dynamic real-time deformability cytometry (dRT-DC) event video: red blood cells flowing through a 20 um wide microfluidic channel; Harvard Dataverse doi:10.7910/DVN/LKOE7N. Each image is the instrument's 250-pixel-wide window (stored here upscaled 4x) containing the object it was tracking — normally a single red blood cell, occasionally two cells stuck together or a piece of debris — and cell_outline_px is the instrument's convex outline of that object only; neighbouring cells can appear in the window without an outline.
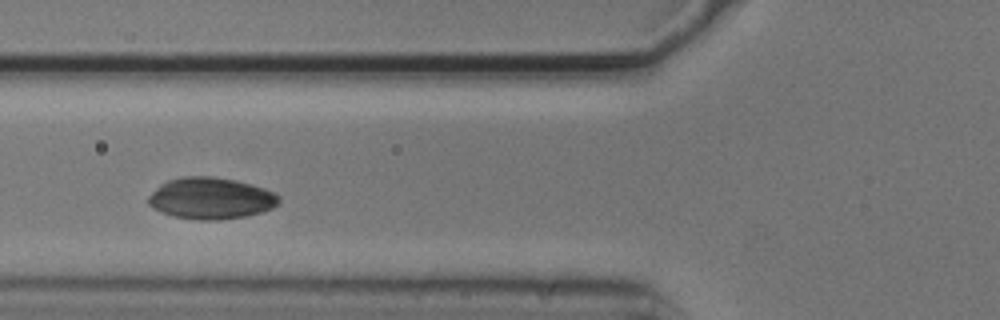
{"species": "common noctule bat (a hibernating species)", "species_latin": "Nyctalus noctula", "temperature_condition": "cold", "stored_images_in_passage": 3, "camera_frame_rate_fps": 3000, "um_per_image_px": 0.085, "animal": {"sex": "male", "body_mass_g": 20.5, "forearm_length_mm": 52.5}, "frame": {"image": 1, "passage_image": 2, "time_ms": 0.333, "image_size_px": [1000, 320], "cell_outline_px": [[280, 200], [272, 208], [264, 212], [248, 216], [220, 220], [196, 220], [172, 216], [152, 208], [148, 204], [148, 196], [160, 184], [168, 180], [184, 176], [212, 176], [236, 180], [252, 184], [276, 192], [280, 196]], "centroid_in_image_um": [17.94, 16.86], "position_along_channel_um": 107.9, "area_um2": 32.02}}
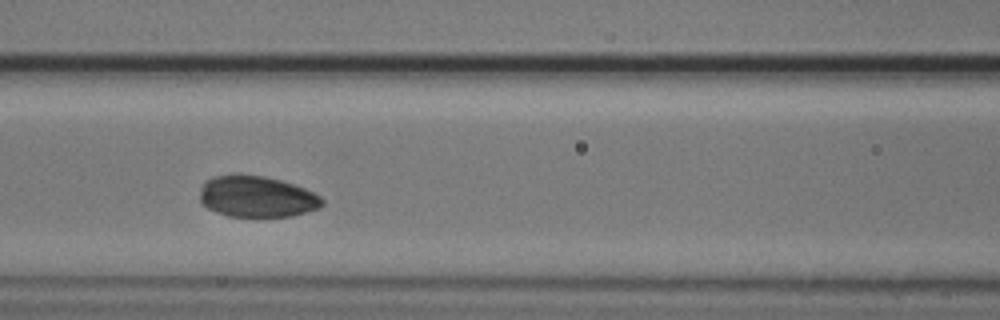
{"frame": {"image": 2, "passage_image": 3, "time_ms": 0.667, "image_size_px": [1000, 320], "cell_outline_px": [[324, 204], [320, 208], [292, 216], [228, 216], [216, 212], [208, 208], [200, 200], [200, 188], [204, 180], [212, 176], [236, 172], [240, 172], [264, 176], [280, 180], [304, 188], [320, 196], [324, 200]], "centroid_in_image_um": [21.79, 16.67], "position_along_channel_um": 144.8, "area_um2": 29.88}}